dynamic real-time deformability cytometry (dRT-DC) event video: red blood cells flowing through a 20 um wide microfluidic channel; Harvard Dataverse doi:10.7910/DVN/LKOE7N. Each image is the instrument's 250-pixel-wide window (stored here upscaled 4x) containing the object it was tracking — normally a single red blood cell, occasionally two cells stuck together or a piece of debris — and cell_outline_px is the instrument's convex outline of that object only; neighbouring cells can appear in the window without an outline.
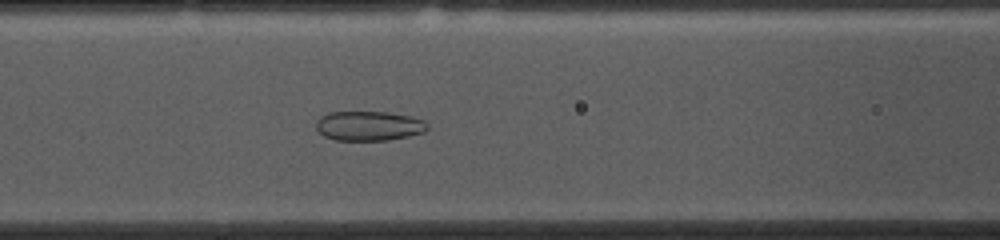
{"species": "common noctule bat (a hibernating species)", "species_latin": "Nyctalus noctula", "temperature_condition": "cold", "stored_images_in_passage": 40, "camera_frame_rate_fps": 3000, "um_per_image_px": 0.085, "animal": {"sex": "female", "body_mass_g": 10.0, "forearm_length_mm": 53.1}, "frame": {"image": 1, "passage_image": 8, "time_ms": 2.333, "image_size_px": [1000, 240], "cell_outline_px": [[428, 128], [424, 132], [408, 136], [388, 140], [336, 140], [324, 136], [316, 128], [316, 120], [320, 116], [328, 112], [388, 112], [408, 116], [424, 120], [428, 124]], "centroid_in_image_um": [31.34, 10.7], "position_along_channel_um": 135.3, "area_um2": 19.19}}
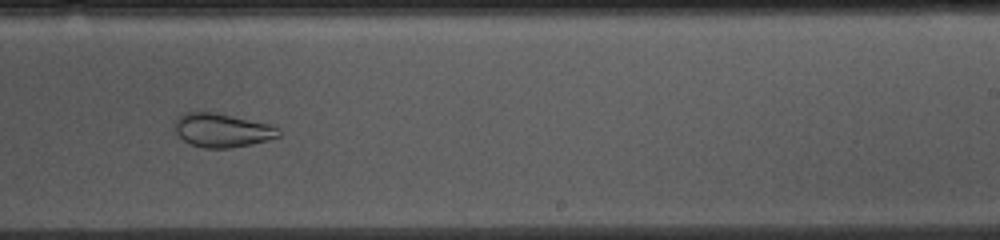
{"frame": {"image": 2, "passage_image": 19, "time_ms": 6.0, "image_size_px": [1000, 240], "cell_outline_px": [[280, 136], [268, 140], [252, 144], [228, 148], [204, 148], [192, 144], [184, 140], [176, 132], [176, 120], [184, 112], [212, 112], [272, 124], [280, 128]], "centroid_in_image_um": [18.94, 11.07], "position_along_channel_um": 270.1, "area_um2": 20.29}}
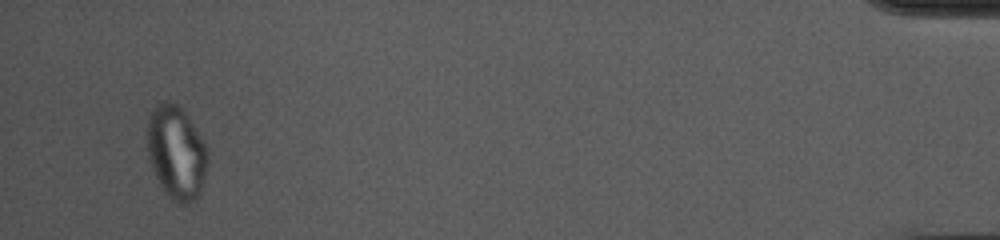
{"frame": {"image": 3, "passage_image": 38, "time_ms": 12.333, "image_size_px": [1000, 240], "cell_outline_px": [[208, 160], [200, 192], [196, 200], [188, 204], [180, 204], [172, 200], [168, 196], [160, 184], [156, 176], [148, 156], [148, 116], [156, 104], [164, 100], [168, 100], [176, 104], [188, 116], [208, 144]], "centroid_in_image_um": [15.02, 12.94], "position_along_channel_um": 420.2, "area_um2": 33.12}, "authors_computed_cell_mechanics": {"area_um2": 24.4494, "velocity_mm_per_s": 3.6859, "shape_relaxation_time_tau1_ms": null, "shape_relaxation_time_tau2_ms": 1.5223, "deformation_change_tau1": null, "deformation_change_tau2": 0.0629}}